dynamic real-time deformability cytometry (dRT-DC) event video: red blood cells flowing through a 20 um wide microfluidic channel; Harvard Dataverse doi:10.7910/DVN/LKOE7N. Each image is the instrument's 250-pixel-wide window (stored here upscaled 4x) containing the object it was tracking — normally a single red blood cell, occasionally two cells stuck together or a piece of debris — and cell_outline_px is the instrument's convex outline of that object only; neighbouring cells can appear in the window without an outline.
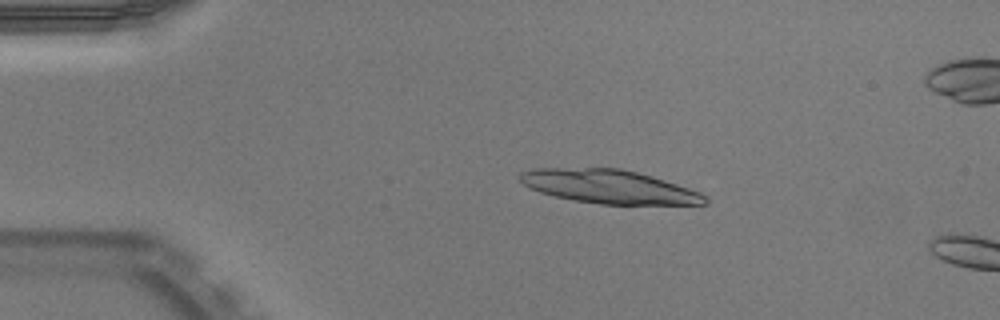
{"species": "Egyptian fruit bat (a non-hibernating species)", "species_latin": "Rousettus aegyptiacus", "temperature_condition": "warm", "stored_images_in_passage": 15, "camera_frame_rate_fps": 3000, "um_per_image_px": 0.085, "animal": {"sex": "male"}, "frame": {"image": 1, "passage_image": 9, "time_ms": 2.667, "image_size_px": [1000, 320], "cell_outline_px": [[708, 204], [600, 204], [572, 200], [552, 196], [540, 192], [524, 184], [520, 180], [520, 172], [532, 168], [620, 168], [652, 176], [700, 192], [708, 200]], "centroid_in_image_um": [51.74, 15.86], "position_along_channel_um": 33.3, "area_um2": 36.01}}